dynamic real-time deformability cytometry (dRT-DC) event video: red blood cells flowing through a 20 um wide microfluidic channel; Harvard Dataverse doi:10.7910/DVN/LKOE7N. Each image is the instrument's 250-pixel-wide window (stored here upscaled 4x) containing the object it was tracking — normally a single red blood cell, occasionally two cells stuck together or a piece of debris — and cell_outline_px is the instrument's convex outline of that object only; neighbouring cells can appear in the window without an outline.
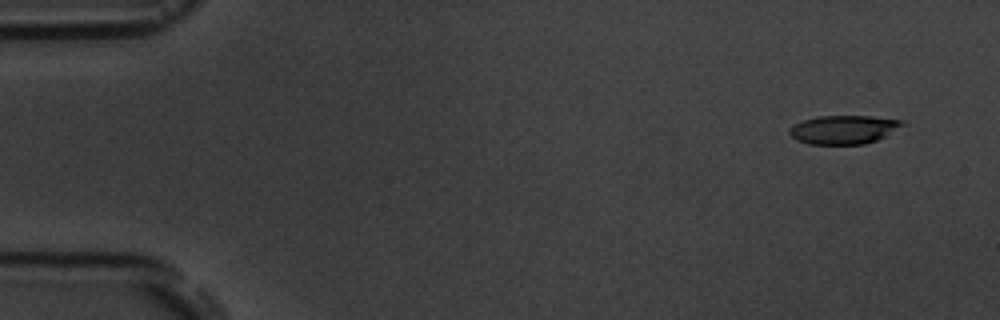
{"species": "common noctule bat (a hibernating species)", "species_latin": "Nyctalus noctula", "temperature_condition": "room temperature", "stored_images_in_passage": 6, "camera_frame_rate_fps": 3000, "um_per_image_px": 0.085, "animal": {"sex": "male", "body_mass_g": 19.5, "forearm_length_mm": 54.6}, "frame": {"image": 1, "passage_image": 1, "time_ms": 0.0, "image_size_px": [1000, 320], "cell_outline_px": [[908, 124], [876, 140], [864, 144], [808, 144], [796, 140], [788, 132], [788, 128], [804, 120], [820, 116], [868, 116], [904, 120]], "centroid_in_image_um": [71.74, 11.01], "position_along_channel_um": 13.3, "area_um2": 18.84}}
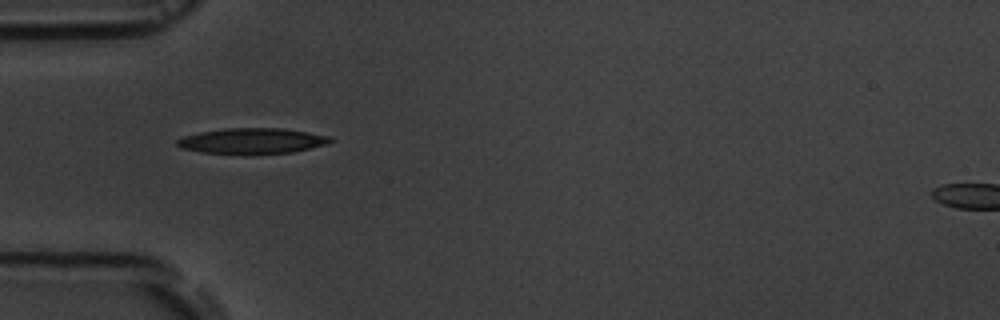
{"frame": {"image": 2, "passage_image": 5, "time_ms": 4.667, "image_size_px": [1000, 320], "cell_outline_px": [[336, 140], [324, 144], [292, 152], [252, 156], [204, 152], [180, 148], [176, 144], [176, 140], [184, 136], [200, 132], [224, 128], [280, 128], [308, 132], [328, 136]], "centroid_in_image_um": [21.4, 12.0], "position_along_channel_um": 63.6, "area_um2": 23.24}}
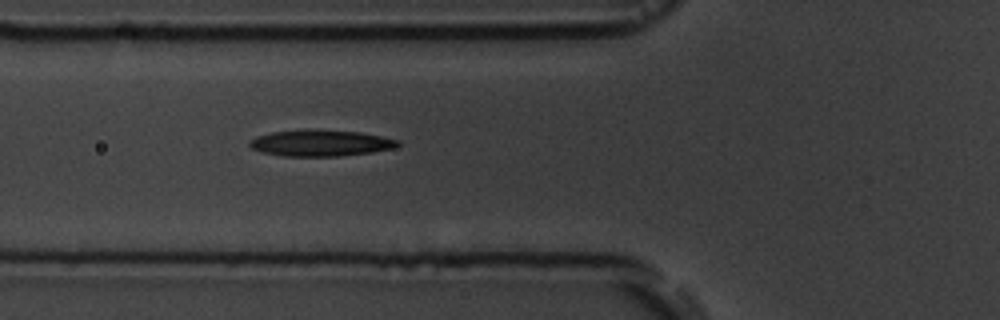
{"frame": {"image": 3, "passage_image": 6, "time_ms": 5.667, "image_size_px": [1000, 320], "cell_outline_px": [[400, 144], [392, 148], [372, 152], [336, 156], [284, 156], [264, 152], [252, 148], [248, 144], [256, 136], [272, 132], [360, 132], [400, 140]], "centroid_in_image_um": [27.28, 12.2], "position_along_channel_um": 98.5, "area_um2": 21.44}}